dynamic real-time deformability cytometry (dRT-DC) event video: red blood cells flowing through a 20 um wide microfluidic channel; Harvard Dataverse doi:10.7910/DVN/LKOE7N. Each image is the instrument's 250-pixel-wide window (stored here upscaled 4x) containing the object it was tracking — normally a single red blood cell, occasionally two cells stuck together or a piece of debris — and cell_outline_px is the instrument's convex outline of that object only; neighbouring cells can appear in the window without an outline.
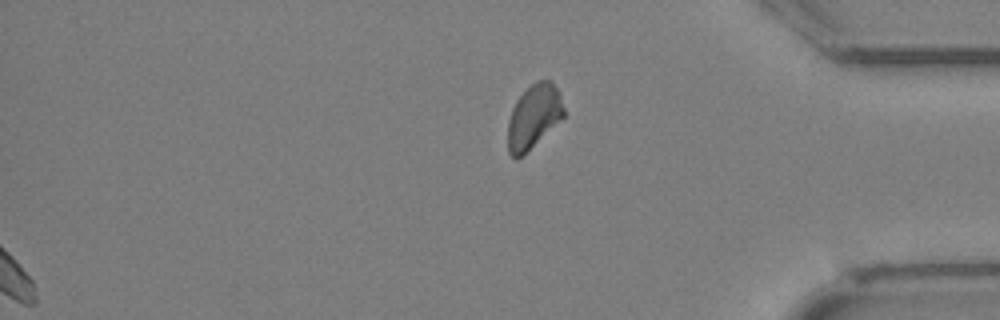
{"species": "Egyptian fruit bat (a non-hibernating species)", "species_latin": "Rousettus aegyptiacus", "temperature_condition": "cold", "stored_images_in_passage": 26, "segment_of_instrument_passage": [2, 2], "camera_frame_rate_fps": 3000, "um_per_image_px": 0.085, "animal": {"sex": "female"}, "frame": {"image": 1, "passage_image": 26, "time_ms": 8.333, "image_size_px": [1000, 320], "cell_outline_px": [[564, 116], [516, 160], [508, 152], [508, 120], [512, 108], [516, 100], [536, 80], [552, 80], [560, 92], [564, 108]], "centroid_in_image_um": [45.36, 9.86], "position_along_channel_um": 389.8, "area_um2": 20.46}}